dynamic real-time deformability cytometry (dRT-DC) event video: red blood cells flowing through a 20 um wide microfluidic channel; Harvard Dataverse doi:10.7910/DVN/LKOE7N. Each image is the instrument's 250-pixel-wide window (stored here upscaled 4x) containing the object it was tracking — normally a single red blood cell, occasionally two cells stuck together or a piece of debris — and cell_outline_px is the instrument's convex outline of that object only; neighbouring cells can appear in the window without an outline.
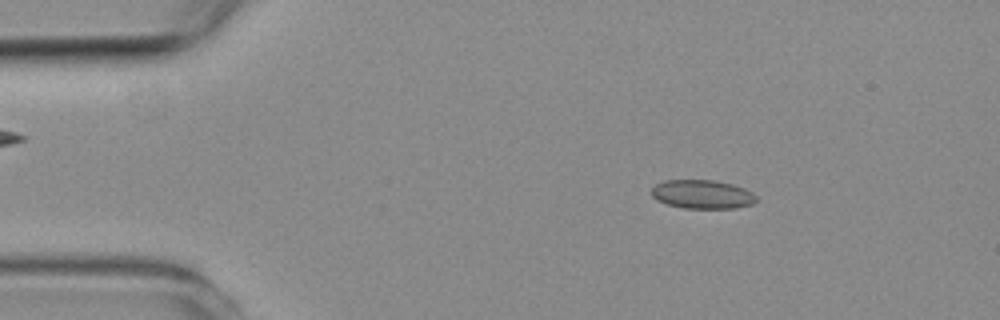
{"species": "common noctule bat (a hibernating species)", "species_latin": "Nyctalus noctula", "temperature_condition": "room temperature", "stored_images_in_passage": 4, "camera_frame_rate_fps": 3000, "um_per_image_px": 0.085, "animal": {"sex": "female", "body_mass_g": 19.3, "forearm_length_mm": 54.1}, "frame": {"image": 1, "passage_image": 2, "time_ms": 1.333, "image_size_px": [1000, 320], "cell_outline_px": [[756, 200], [752, 204], [736, 208], [684, 208], [668, 204], [656, 200], [652, 196], [652, 188], [656, 184], [664, 180], [712, 180], [732, 184], [744, 188], [752, 192], [756, 196]], "centroid_in_image_um": [59.69, 16.51], "position_along_channel_um": 25.3, "area_um2": 17.51}}
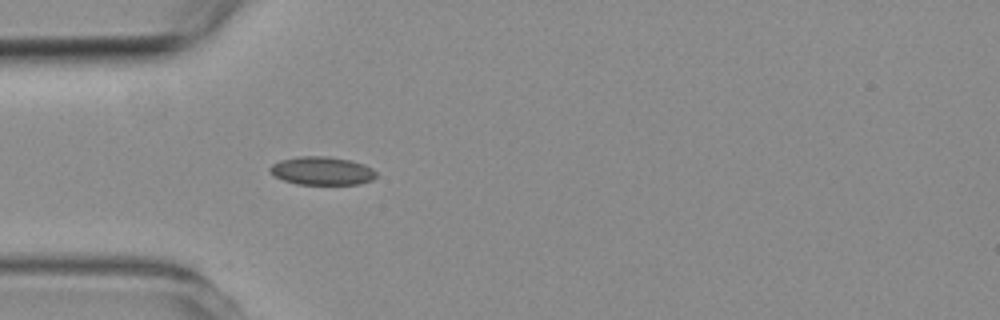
{"frame": {"image": 2, "passage_image": 4, "time_ms": 3.667, "image_size_px": [1000, 320], "cell_outline_px": [[376, 176], [372, 180], [360, 184], [296, 184], [284, 180], [268, 172], [268, 168], [272, 164], [280, 160], [296, 156], [328, 156], [348, 160], [364, 164], [372, 168], [376, 172]], "centroid_in_image_um": [27.34, 14.51], "position_along_channel_um": 57.7, "area_um2": 17.57}}